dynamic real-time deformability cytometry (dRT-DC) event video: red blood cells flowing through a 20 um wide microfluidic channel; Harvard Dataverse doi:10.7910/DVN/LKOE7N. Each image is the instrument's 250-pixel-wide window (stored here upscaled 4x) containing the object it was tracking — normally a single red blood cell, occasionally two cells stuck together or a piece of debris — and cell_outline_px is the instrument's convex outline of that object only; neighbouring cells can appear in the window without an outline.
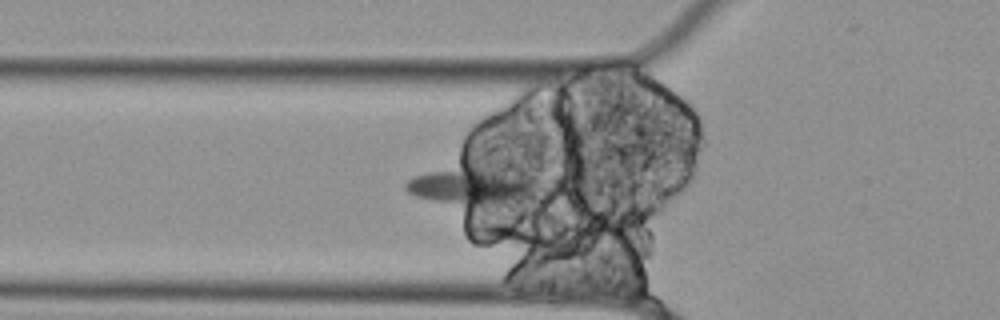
{"species": "Egyptian fruit bat (a non-hibernating species)", "species_latin": "Rousettus aegyptiacus", "temperature_condition": "cold", "stored_images_in_passage": 52, "camera_frame_rate_fps": 3000, "um_per_image_px": 0.085, "animal": {"sex": "female"}, "frame": {"image": 1, "passage_image": 19, "time_ms": 6.0, "image_size_px": [1000, 320], "cell_outline_px": [[532, 200], [472, 208], [432, 200], [416, 196], [408, 192], [404, 188], [404, 184], [412, 176], [428, 172], [468, 168], [484, 168], [524, 180], [532, 184]], "centroid_in_image_um": [39.93, 15.94], "position_along_channel_um": 85.9, "area_um2": 27.11}}
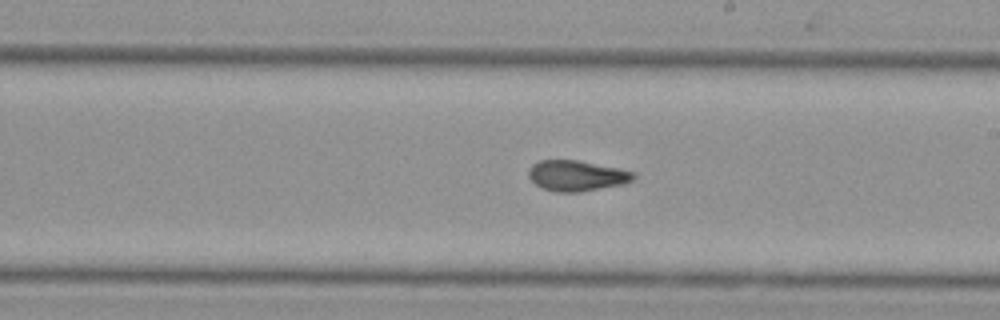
{"frame": {"image": 2, "passage_image": 32, "time_ms": 10.333, "image_size_px": [1000, 320], "cell_outline_px": [[636, 176], [632, 180], [624, 184], [580, 192], [556, 192], [540, 188], [528, 176], [528, 168], [532, 164], [540, 160], [580, 160], [620, 168], [636, 172]], "centroid_in_image_um": [49.03, 14.93], "position_along_channel_um": 240.0, "area_um2": 19.02}}
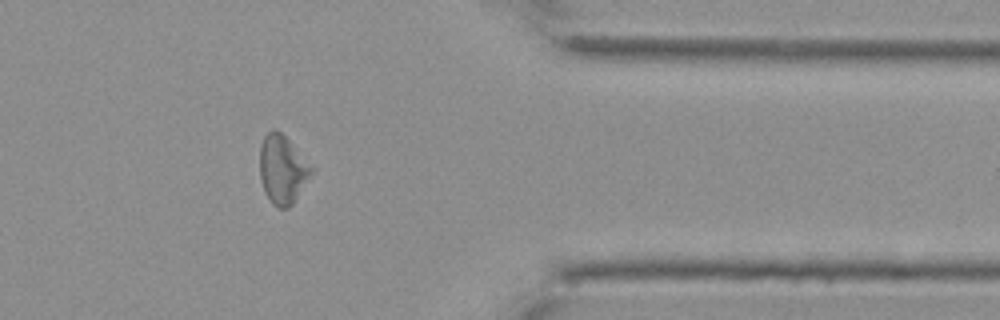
{"frame": {"image": 3, "passage_image": 46, "time_ms": 15.0, "image_size_px": [1000, 320], "cell_outline_px": [[316, 168], [292, 204], [288, 208], [280, 208], [272, 204], [264, 192], [260, 180], [260, 148], [264, 136], [272, 128], [280, 132]], "centroid_in_image_um": [24.02, 14.41], "position_along_channel_um": 387.4, "area_um2": 20.69}}